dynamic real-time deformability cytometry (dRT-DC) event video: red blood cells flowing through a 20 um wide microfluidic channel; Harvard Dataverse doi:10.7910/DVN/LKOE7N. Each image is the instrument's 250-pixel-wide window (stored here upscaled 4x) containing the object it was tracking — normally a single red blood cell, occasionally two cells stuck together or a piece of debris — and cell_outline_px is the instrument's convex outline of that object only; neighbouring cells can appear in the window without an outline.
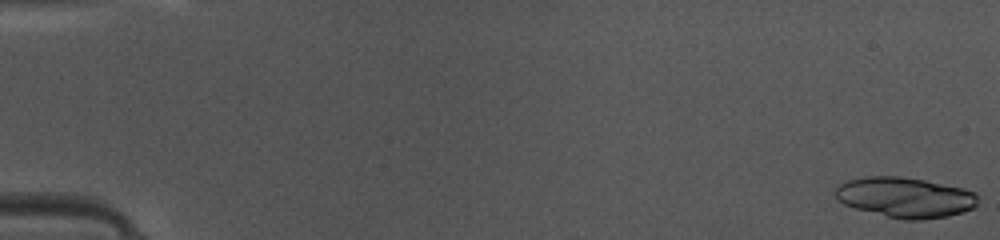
{"species": "common noctule bat (a hibernating species)", "species_latin": "Nyctalus noctula", "temperature_condition": "warm", "stored_images_in_passage": 49, "camera_frame_rate_fps": 3000, "um_per_image_px": 0.085, "animal": {"sex": "female", "body_mass_g": 10.0, "forearm_length_mm": 53.1}, "frame": {"image": 1, "passage_image": 1, "time_ms": 0.0, "image_size_px": [1000, 240], "cell_outline_px": [[976, 204], [972, 208], [964, 212], [948, 216], [920, 220], [904, 220], [856, 208], [844, 204], [836, 196], [836, 188], [840, 184], [848, 180], [864, 176], [900, 176], [924, 180], [964, 188], [976, 192]], "centroid_in_image_um": [76.96, 16.77], "position_along_channel_um": 8.0, "area_um2": 33.23}}
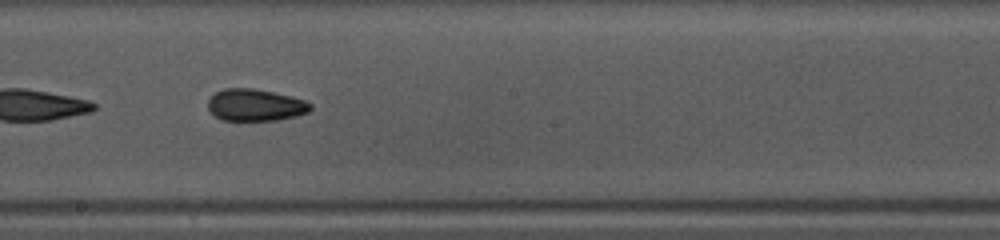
{"frame": {"image": 2, "passage_image": 28, "time_ms": 9.0, "image_size_px": [1000, 240], "cell_outline_px": [[312, 108], [308, 112], [296, 116], [276, 120], [220, 120], [208, 108], [208, 100], [216, 92], [224, 88], [252, 88], [272, 92], [304, 100], [312, 104]], "centroid_in_image_um": [21.69, 8.93], "position_along_channel_um": 226.5, "area_um2": 18.9}}
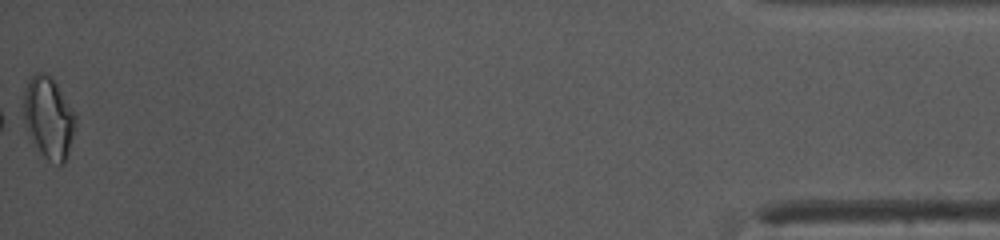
{"frame": {"image": 3, "passage_image": 49, "time_ms": 16.0, "image_size_px": [1000, 240], "cell_outline_px": [[76, 128], [64, 164], [60, 164], [48, 160], [40, 152], [24, 128], [24, 88], [28, 80], [36, 72], [44, 72], [56, 84], [72, 108], [76, 116]], "centroid_in_image_um": [4.12, 10.01], "position_along_channel_um": 431.1, "area_um2": 24.57}, "authors_computed_cell_mechanics": {"area_um2": 20.1722, "velocity_mm_per_s": 4.1687, "shape_relaxation_time_tau1_ms": null, "shape_relaxation_time_tau2_ms": 1.9093, "deformation_change_tau1": null, "deformation_change_tau2": 0.0775}}